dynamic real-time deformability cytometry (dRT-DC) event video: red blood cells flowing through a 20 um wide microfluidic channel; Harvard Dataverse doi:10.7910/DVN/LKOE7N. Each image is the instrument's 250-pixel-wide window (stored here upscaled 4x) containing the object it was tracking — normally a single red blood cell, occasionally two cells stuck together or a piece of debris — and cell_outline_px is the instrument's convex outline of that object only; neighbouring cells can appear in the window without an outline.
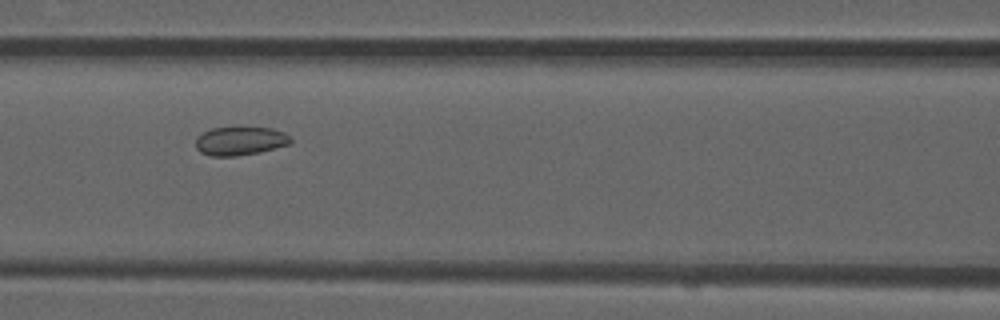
{"species": "common noctule bat (a hibernating species)", "species_latin": "Nyctalus noctula", "temperature_condition": "room temperature", "stored_images_in_passage": 4, "camera_frame_rate_fps": 3000, "um_per_image_px": 0.085, "animal": {"sex": "male", "forearm_length_mm": 52.5}, "frame": {"image": 1, "passage_image": 3, "time_ms": 0.667, "image_size_px": [1000, 320], "cell_outline_px": [[292, 140], [288, 144], [260, 152], [236, 156], [212, 156], [200, 152], [196, 148], [196, 136], [212, 128], [272, 128], [284, 132]], "centroid_in_image_um": [20.38, 11.99], "position_along_channel_um": 146.2, "area_um2": 15.61}}
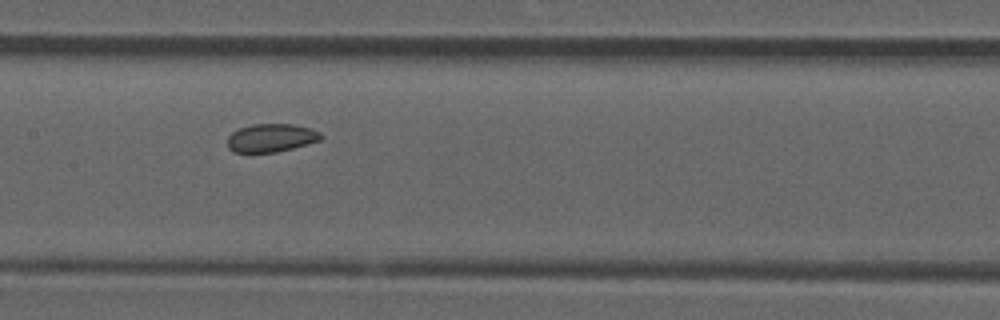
{"frame": {"image": 2, "passage_image": 4, "time_ms": 1.0, "image_size_px": [1000, 320], "cell_outline_px": [[324, 136], [320, 140], [308, 144], [276, 152], [232, 152], [228, 148], [228, 136], [232, 132], [240, 128], [252, 124], [292, 124], [312, 128], [320, 132]], "centroid_in_image_um": [23.06, 11.71], "position_along_channel_um": 184.3, "area_um2": 15.43}}